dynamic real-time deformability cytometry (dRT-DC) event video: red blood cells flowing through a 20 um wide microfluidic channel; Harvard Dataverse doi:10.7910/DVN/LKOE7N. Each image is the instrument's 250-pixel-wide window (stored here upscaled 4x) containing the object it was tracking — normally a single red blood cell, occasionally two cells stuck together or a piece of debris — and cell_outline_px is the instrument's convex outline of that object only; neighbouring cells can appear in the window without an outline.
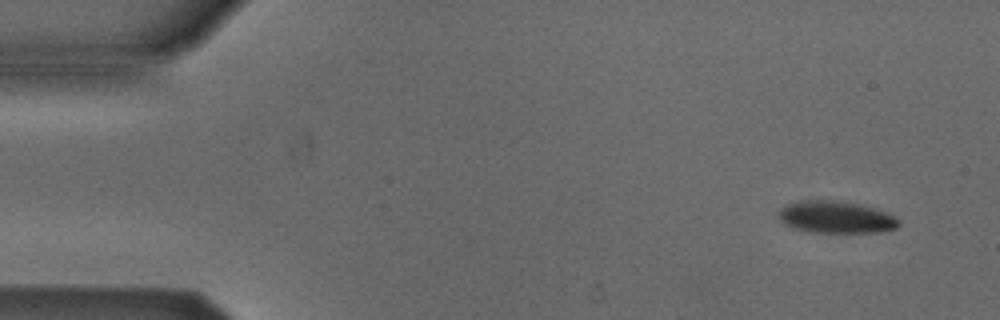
{"species": "Egyptian fruit bat (a non-hibernating species)", "species_latin": "Rousettus aegyptiacus", "temperature_condition": "cold", "stored_images_in_passage": 4, "camera_frame_rate_fps": 3000, "um_per_image_px": 0.085, "animal": {"sex": "male"}, "frame": {"image": 1, "passage_image": 1, "time_ms": 0.0, "image_size_px": [1000, 320], "cell_outline_px": [[900, 224], [896, 228], [876, 232], [816, 232], [792, 228], [784, 224], [780, 220], [780, 212], [788, 204], [800, 200], [832, 200], [856, 204], [872, 208], [884, 212], [892, 216]], "centroid_in_image_um": [71.02, 18.46], "position_along_channel_um": 14.0, "area_um2": 21.79}}
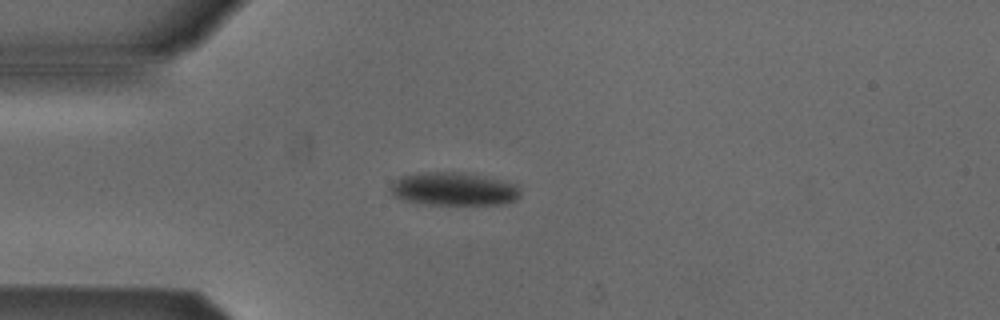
{"frame": {"image": 2, "passage_image": 4, "time_ms": 3.333, "image_size_px": [1000, 320], "cell_outline_px": [[520, 196], [516, 200], [500, 204], [424, 204], [404, 200], [396, 196], [392, 192], [392, 184], [396, 180], [404, 176], [424, 172], [456, 172], [516, 184], [520, 188]], "centroid_in_image_um": [38.58, 16.08], "position_along_channel_um": 46.4, "area_um2": 24.33}}